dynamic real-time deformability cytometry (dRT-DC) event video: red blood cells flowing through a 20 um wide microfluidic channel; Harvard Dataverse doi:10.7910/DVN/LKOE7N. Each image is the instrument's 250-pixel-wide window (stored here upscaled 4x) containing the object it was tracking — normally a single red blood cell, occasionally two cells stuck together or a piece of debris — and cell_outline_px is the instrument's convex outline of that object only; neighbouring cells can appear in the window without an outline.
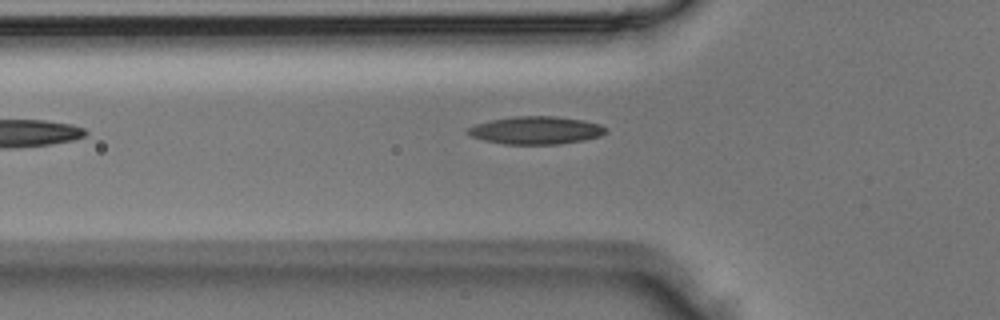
{"species": "Egyptian fruit bat (a non-hibernating species)", "species_latin": "Rousettus aegyptiacus", "temperature_condition": "room temperature", "stored_images_in_passage": 2, "camera_frame_rate_fps": 3000, "um_per_image_px": 0.085, "animal": {"sex": "male"}, "frame": {"image": 1, "passage_image": 2, "time_ms": 0.333, "image_size_px": [1000, 320], "cell_outline_px": [[608, 132], [600, 136], [584, 140], [560, 144], [504, 144], [484, 140], [472, 136], [464, 132], [468, 128], [476, 124], [492, 120], [516, 116], [552, 116], [584, 120], [600, 124], [608, 128]], "centroid_in_image_um": [45.59, 11.08], "position_along_channel_um": 80.2, "area_um2": 22.37}}